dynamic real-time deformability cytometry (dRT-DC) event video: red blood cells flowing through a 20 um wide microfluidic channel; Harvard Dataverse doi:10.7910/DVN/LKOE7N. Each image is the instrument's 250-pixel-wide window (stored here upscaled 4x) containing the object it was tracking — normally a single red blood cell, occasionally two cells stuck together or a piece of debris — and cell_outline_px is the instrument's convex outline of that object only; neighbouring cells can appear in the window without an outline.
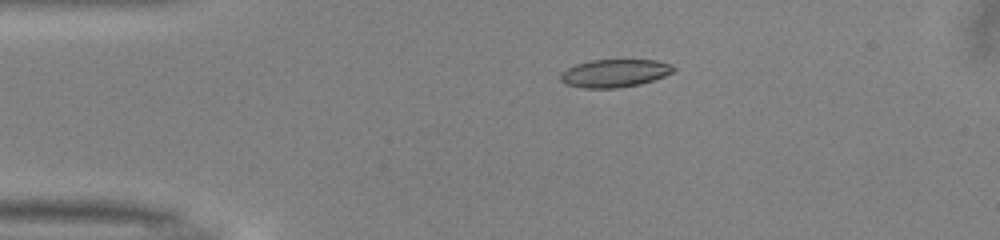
{"species": "common noctule bat (a hibernating species)", "species_latin": "Nyctalus noctula", "temperature_condition": "warm", "stored_images_in_passage": 41, "camera_frame_rate_fps": 3000, "um_per_image_px": 0.085, "animal": {"sex": "male", "body_mass_g": 13.0, "forearm_length_mm": 53.1}, "frame": {"image": 1, "passage_image": 10, "time_ms": 3.0, "image_size_px": [1000, 240], "cell_outline_px": [[676, 68], [672, 72], [664, 76], [640, 84], [616, 88], [584, 88], [568, 84], [560, 80], [560, 72], [576, 64], [592, 60], [656, 60], [672, 64]], "centroid_in_image_um": [52.25, 6.22], "position_along_channel_um": 32.8, "area_um2": 18.26}}
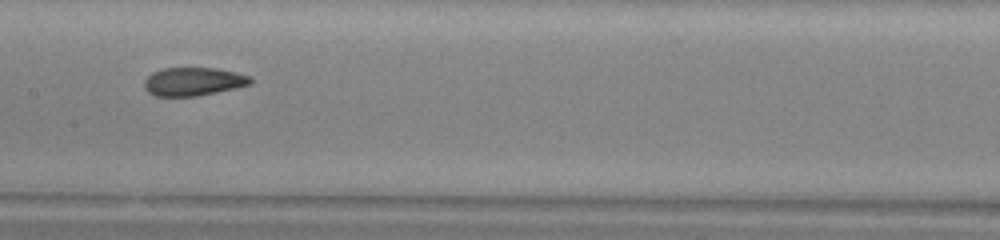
{"frame": {"image": 2, "passage_image": 25, "time_ms": 8.0, "image_size_px": [1000, 240], "cell_outline_px": [[252, 80], [248, 84], [236, 88], [196, 96], [156, 96], [148, 92], [144, 88], [144, 80], [152, 72], [164, 68], [216, 68], [236, 72], [248, 76]], "centroid_in_image_um": [16.39, 6.93], "position_along_channel_um": 191.0, "area_um2": 17.4}}
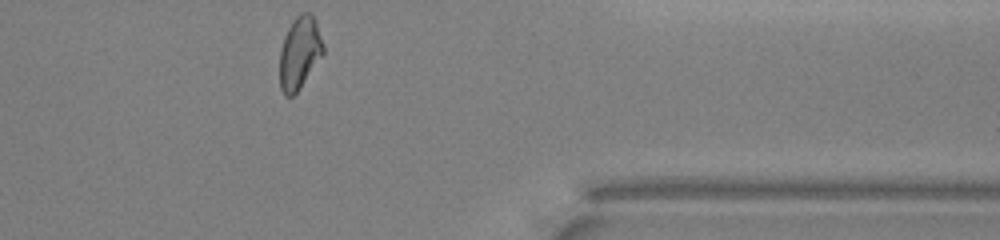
{"frame": {"image": 3, "passage_image": 41, "time_ms": 13.333, "image_size_px": [1000, 240], "cell_outline_px": [[324, 52], [300, 88], [292, 96], [284, 96], [280, 88], [280, 52], [284, 36], [292, 20], [300, 12], [308, 12], [316, 20], [324, 44]], "centroid_in_image_um": [25.46, 4.47], "position_along_channel_um": 385.9, "area_um2": 18.38}, "authors_computed_cell_mechanics": {"area_um2": 18.1492, "velocity_mm_per_s": 4.0129, "shape_relaxation_time_tau1_ms": 5.7058, "shape_relaxation_time_tau2_ms": 2.7802, "deformation_change_tau1": 0.1787, "deformation_change_tau2": 0.1014}}